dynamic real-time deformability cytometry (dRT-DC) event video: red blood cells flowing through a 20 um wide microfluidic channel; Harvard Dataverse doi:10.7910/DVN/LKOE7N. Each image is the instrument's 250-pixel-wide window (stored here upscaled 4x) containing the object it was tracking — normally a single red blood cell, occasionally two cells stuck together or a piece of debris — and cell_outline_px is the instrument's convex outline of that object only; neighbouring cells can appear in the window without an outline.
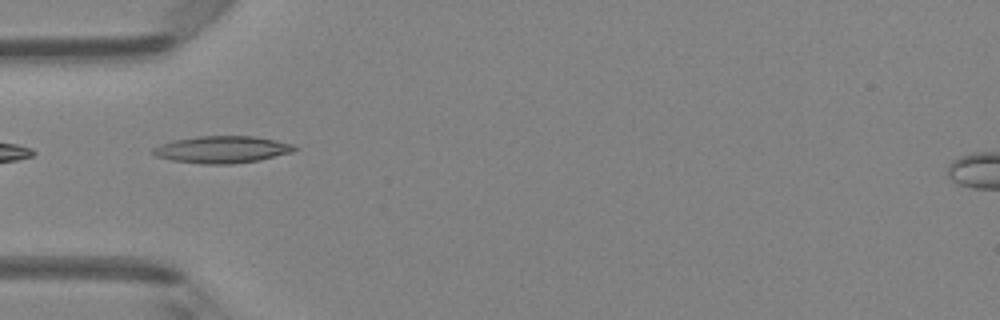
{"species": "Egyptian fruit bat (a non-hibernating species)", "species_latin": "Rousettus aegyptiacus", "temperature_condition": "room temperature", "stored_images_in_passage": 4, "camera_frame_rate_fps": 3000, "um_per_image_px": 0.085, "animal": {"sex": "female"}, "frame": {"image": 1, "passage_image": 4, "time_ms": 1.0, "image_size_px": [1000, 320], "cell_outline_px": [[296, 148], [292, 152], [260, 160], [232, 164], [204, 164], [172, 160], [156, 156], [148, 152], [152, 148], [160, 144], [172, 140], [200, 136], [256, 136], [276, 140], [292, 144]], "centroid_in_image_um": [18.83, 12.71], "position_along_channel_um": 66.2, "area_um2": 22.37}}